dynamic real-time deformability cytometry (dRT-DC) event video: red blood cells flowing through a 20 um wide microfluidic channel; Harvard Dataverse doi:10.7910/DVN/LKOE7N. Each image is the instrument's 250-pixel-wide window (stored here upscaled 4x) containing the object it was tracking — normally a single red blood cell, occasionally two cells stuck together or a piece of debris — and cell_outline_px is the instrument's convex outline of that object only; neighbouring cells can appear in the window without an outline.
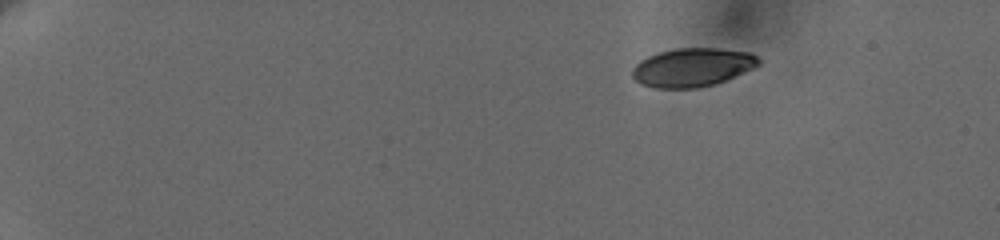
{"species": "human", "species_latin": "Homo sapiens", "temperature_condition": "cold", "stored_images_in_passage": 23, "camera_frame_rate_fps": 3000, "um_per_image_px": 0.085, "donor": {"sex": "female"}, "frame": {"image": 1, "passage_image": 1, "time_ms": 0.0, "image_size_px": [1000, 240], "cell_outline_px": [[760, 64], [752, 68], [724, 80], [712, 84], [696, 88], [656, 88], [640, 84], [632, 76], [632, 68], [640, 60], [648, 56], [660, 52], [676, 48], [716, 48], [748, 52], [756, 56], [760, 60]], "centroid_in_image_um": [58.81, 5.72], "position_along_channel_um": 26.2, "area_um2": 28.09}}
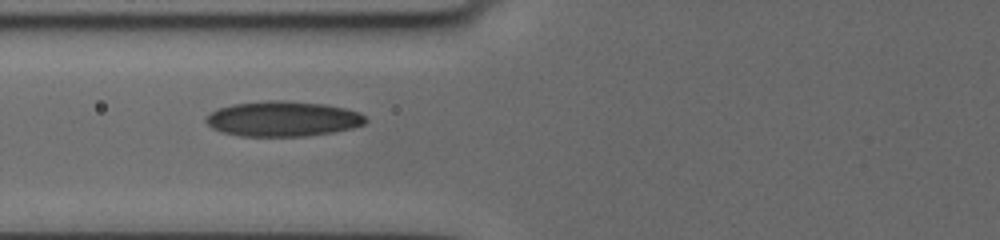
{"frame": {"image": 2, "passage_image": 20, "time_ms": 5.667, "image_size_px": [1000, 240], "cell_outline_px": [[368, 120], [364, 124], [352, 128], [332, 132], [308, 136], [240, 136], [224, 132], [212, 128], [204, 120], [204, 116], [216, 108], [232, 104], [268, 100], [284, 100], [324, 104], [344, 108], [360, 112]], "centroid_in_image_um": [24.01, 10.09], "position_along_channel_um": 101.8, "area_um2": 32.95}}
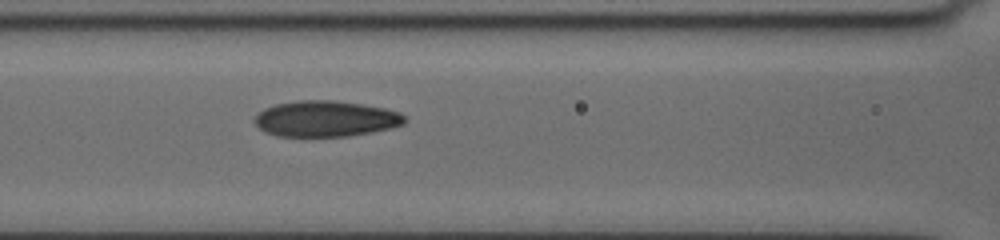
{"frame": {"image": 3, "passage_image": 23, "time_ms": 6.667, "image_size_px": [1000, 240], "cell_outline_px": [[408, 120], [404, 124], [392, 128], [372, 132], [348, 136], [276, 136], [264, 132], [252, 120], [264, 108], [276, 104], [300, 100], [332, 100], [360, 104], [384, 108], [400, 112]], "centroid_in_image_um": [27.69, 10.1], "position_along_channel_um": 138.9, "area_um2": 31.44}}